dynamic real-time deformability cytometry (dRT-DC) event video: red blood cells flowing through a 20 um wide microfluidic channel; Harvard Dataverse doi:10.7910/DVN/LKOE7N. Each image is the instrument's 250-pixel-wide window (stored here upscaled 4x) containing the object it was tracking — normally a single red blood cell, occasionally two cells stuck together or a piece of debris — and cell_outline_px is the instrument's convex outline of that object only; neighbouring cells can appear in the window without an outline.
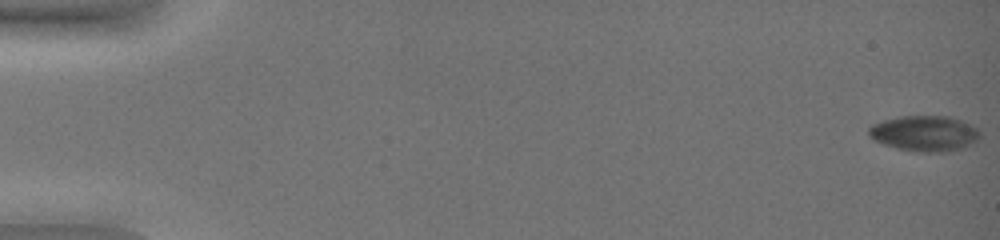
{"species": "common noctule bat (a hibernating species)", "species_latin": "Nyctalus noctula", "temperature_condition": "warm", "stored_images_in_passage": 53, "camera_frame_rate_fps": 3000, "um_per_image_px": 0.085, "animal": {"sex": "female", "body_mass_g": 19.0, "forearm_length_mm": 51.5}, "frame": {"image": 1, "passage_image": 1, "time_ms": 0.0, "image_size_px": [1000, 240], "cell_outline_px": [[980, 136], [976, 140], [960, 148], [944, 152], [920, 152], [896, 148], [872, 140], [868, 136], [868, 128], [872, 124], [884, 120], [900, 116], [948, 116], [960, 120], [976, 128], [980, 132]], "centroid_in_image_um": [78.52, 11.34], "position_along_channel_um": 6.5, "area_um2": 22.89}}
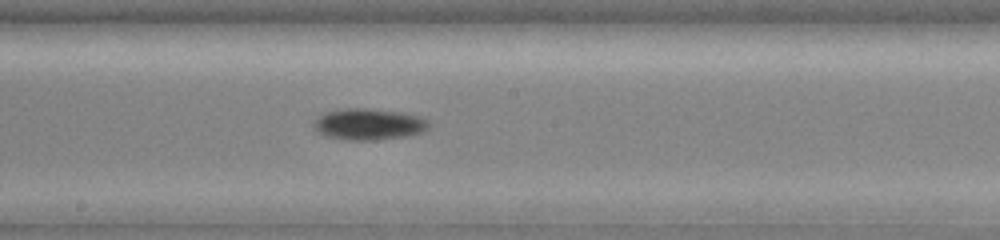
{"frame": {"image": 2, "passage_image": 32, "time_ms": 10.333, "image_size_px": [1000, 240], "cell_outline_px": [[432, 124], [424, 132], [408, 136], [376, 140], [348, 140], [324, 136], [316, 132], [312, 128], [312, 124], [324, 112], [344, 108], [368, 108], [404, 112], [420, 116], [428, 120]], "centroid_in_image_um": [31.36, 10.56], "position_along_channel_um": 216.8, "area_um2": 21.56}}
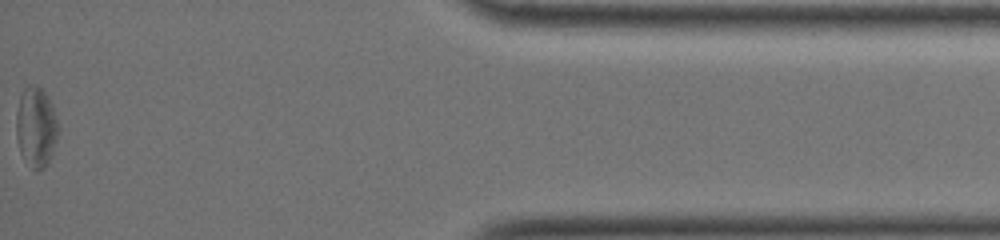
{"frame": {"image": 3, "passage_image": 53, "time_ms": 17.333, "image_size_px": [1000, 240], "cell_outline_px": [[56, 140], [52, 156], [44, 168], [36, 172], [32, 168], [20, 152], [16, 136], [16, 112], [20, 96], [24, 88], [40, 88], [48, 96], [52, 104], [56, 116]], "centroid_in_image_um": [3.05, 10.84], "position_along_channel_um": 432.2, "area_um2": 19.19}, "authors_computed_cell_mechanics": {"area_um2": 21.8484, "velocity_mm_per_s": 3.7996, "shape_relaxation_time_tau1_ms": 0.8347, "shape_relaxation_time_tau2_ms": null, "deformation_change_tau1": 0.0606, "deformation_change_tau2": null}}